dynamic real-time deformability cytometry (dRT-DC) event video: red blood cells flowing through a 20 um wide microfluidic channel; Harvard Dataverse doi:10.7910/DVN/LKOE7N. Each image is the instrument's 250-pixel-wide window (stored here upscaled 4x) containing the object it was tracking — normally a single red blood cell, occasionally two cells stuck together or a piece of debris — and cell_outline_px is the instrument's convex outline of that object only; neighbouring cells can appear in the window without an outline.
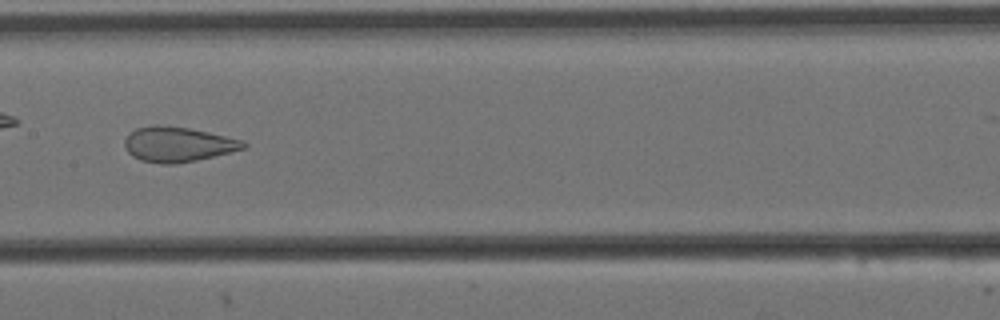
{"species": "Egyptian fruit bat (a non-hibernating species)", "species_latin": "Rousettus aegyptiacus", "temperature_condition": "cold", "stored_images_in_passage": 10, "camera_frame_rate_fps": 3000, "um_per_image_px": 0.085, "animal": {"sex": "female"}, "frame": {"image": 1, "passage_image": 7, "time_ms": 2.0, "image_size_px": [1000, 320], "cell_outline_px": [[248, 148], [232, 152], [196, 160], [176, 164], [160, 164], [140, 160], [132, 156], [124, 148], [124, 140], [136, 128], [152, 124], [160, 124], [188, 128], [208, 132], [244, 140], [248, 144]], "centroid_in_image_um": [15.13, 12.27], "position_along_channel_um": 192.3, "area_um2": 24.51}}
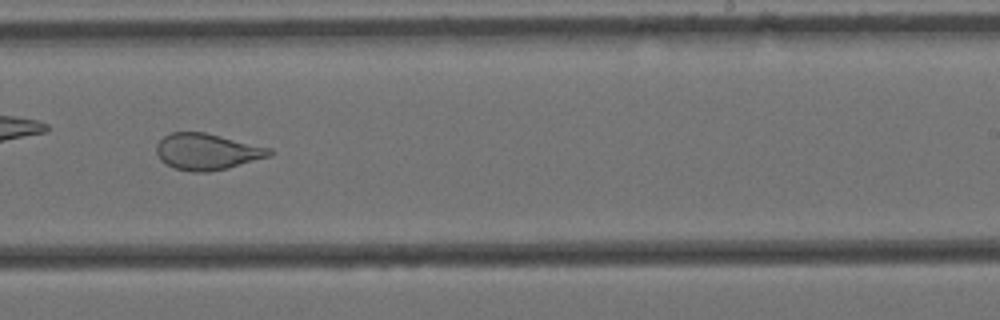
{"frame": {"image": 2, "passage_image": 9, "time_ms": 2.667, "image_size_px": [1000, 320], "cell_outline_px": [[272, 156], [228, 168], [208, 172], [192, 172], [176, 168], [164, 164], [160, 160], [156, 152], [156, 144], [164, 136], [172, 132], [204, 132], [272, 148]], "centroid_in_image_um": [17.6, 12.9], "position_along_channel_um": 271.4, "area_um2": 24.04}}